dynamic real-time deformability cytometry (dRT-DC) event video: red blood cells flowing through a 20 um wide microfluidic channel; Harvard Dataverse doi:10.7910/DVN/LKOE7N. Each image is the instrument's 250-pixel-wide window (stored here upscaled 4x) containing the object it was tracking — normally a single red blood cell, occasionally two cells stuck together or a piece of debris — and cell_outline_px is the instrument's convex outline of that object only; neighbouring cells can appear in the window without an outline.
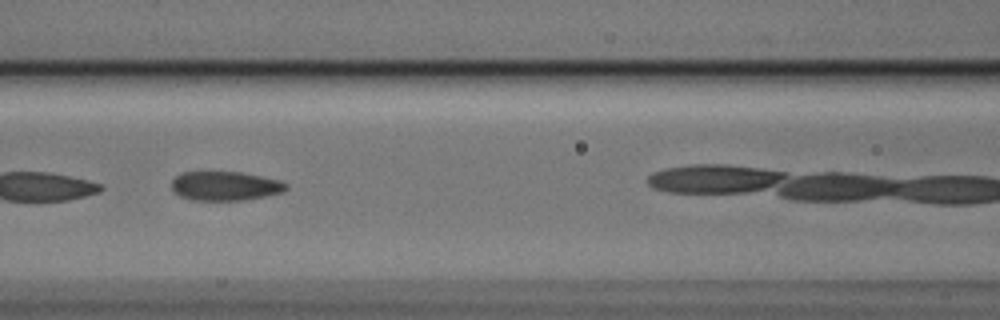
{"species": "Egyptian fruit bat (a non-hibernating species)", "species_latin": "Rousettus aegyptiacus", "temperature_condition": "cold", "stored_images_in_passage": 7, "camera_frame_rate_fps": 3000, "um_per_image_px": 0.085, "animal": {"sex": "male"}, "frame": {"image": 1, "passage_image": 4, "time_ms": 1.0, "image_size_px": [1000, 320], "cell_outline_px": [[288, 188], [284, 192], [244, 200], [192, 200], [180, 196], [172, 192], [172, 180], [180, 172], [240, 172], [280, 180], [288, 184]], "centroid_in_image_um": [19.13, 15.81], "position_along_channel_um": 147.5, "area_um2": 19.54}}